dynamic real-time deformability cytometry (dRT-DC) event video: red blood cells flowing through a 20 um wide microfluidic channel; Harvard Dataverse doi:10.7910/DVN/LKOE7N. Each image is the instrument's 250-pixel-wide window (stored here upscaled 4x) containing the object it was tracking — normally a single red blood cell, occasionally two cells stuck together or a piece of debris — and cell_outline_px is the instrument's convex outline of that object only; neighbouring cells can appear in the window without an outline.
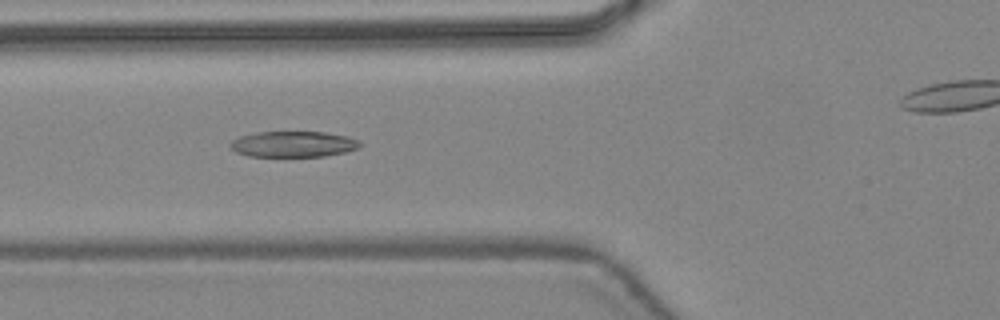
{"species": "common noctule bat (a hibernating species)", "species_latin": "Nyctalus noctula", "temperature_condition": "warm", "stored_images_in_passage": 43, "camera_frame_rate_fps": 3000, "um_per_image_px": 0.085, "animal": {"sex": "female", "body_mass_g": 24.6, "forearm_length_mm": 56.2}, "frame": {"image": 1, "passage_image": 19, "time_ms": 6.0, "image_size_px": [1000, 320], "cell_outline_px": [[364, 144], [360, 148], [344, 152], [324, 156], [248, 156], [236, 152], [228, 144], [232, 140], [240, 136], [256, 132], [324, 132], [348, 136], [360, 140]], "centroid_in_image_um": [24.97, 12.25], "position_along_channel_um": 100.8, "area_um2": 19.65}}
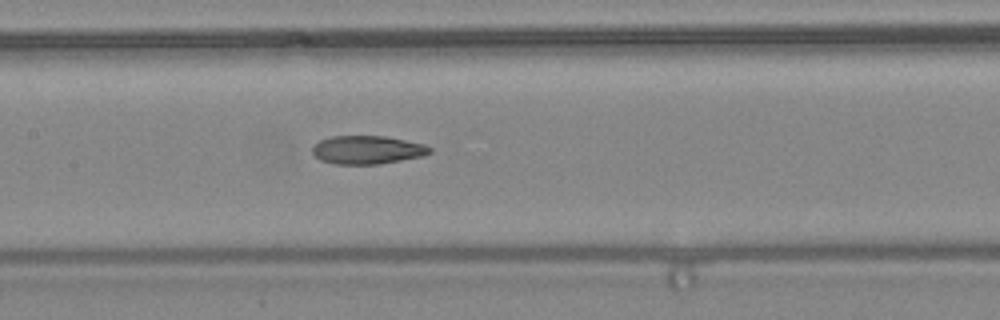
{"frame": {"image": 2, "passage_image": 24, "time_ms": 7.667, "image_size_px": [1000, 320], "cell_outline_px": [[432, 152], [424, 156], [380, 164], [336, 164], [320, 160], [312, 152], [312, 144], [320, 140], [332, 136], [384, 136], [424, 144], [432, 148]], "centroid_in_image_um": [31.22, 12.74], "position_along_channel_um": 176.2, "area_um2": 19.48}}
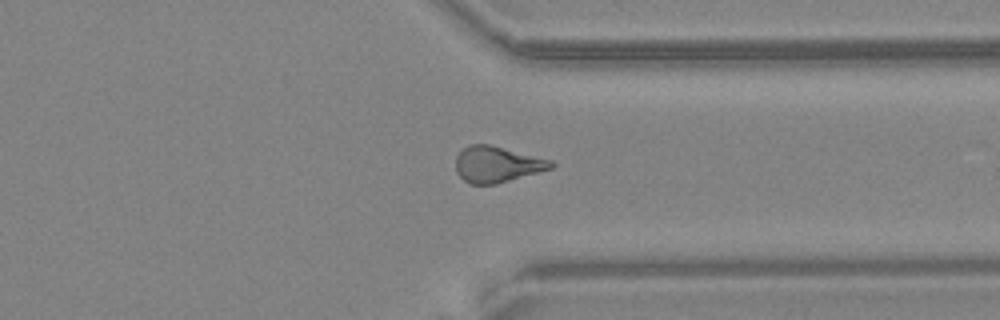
{"frame": {"image": 3, "passage_image": 37, "time_ms": 12.0, "image_size_px": [1000, 320], "cell_outline_px": [[556, 164], [552, 168], [496, 184], [472, 184], [464, 180], [456, 172], [456, 156], [468, 144], [488, 144], [552, 160]], "centroid_in_image_um": [42.24, 13.96], "position_along_channel_um": 369.2, "area_um2": 19.83}, "authors_computed_cell_mechanics": {"area_um2": 20.4612, "velocity_mm_per_s": 4.4661, "shape_relaxation_time_tau1_ms": null, "shape_relaxation_time_tau2_ms": 2.2399, "deformation_change_tau1": null, "deformation_change_tau2": 0.1075}}